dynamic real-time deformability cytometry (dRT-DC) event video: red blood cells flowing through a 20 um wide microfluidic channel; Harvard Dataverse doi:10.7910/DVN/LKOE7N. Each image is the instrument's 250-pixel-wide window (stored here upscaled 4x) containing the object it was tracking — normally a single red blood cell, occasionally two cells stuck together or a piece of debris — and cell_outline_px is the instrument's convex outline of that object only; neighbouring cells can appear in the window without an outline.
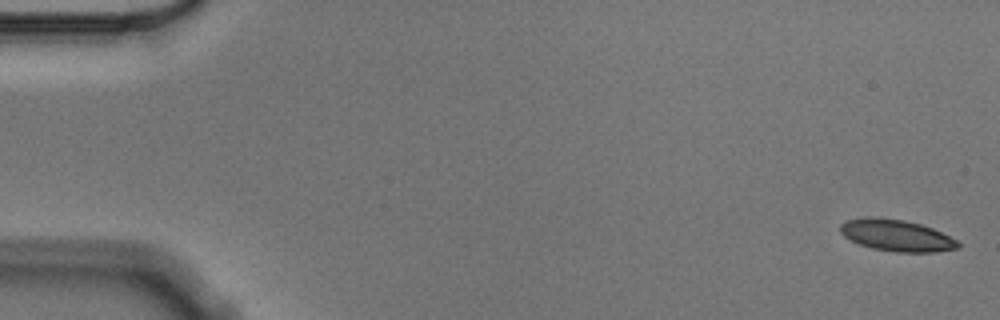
{"species": "Egyptian fruit bat (a non-hibernating species)", "species_latin": "Rousettus aegyptiacus", "temperature_condition": "cold", "stored_images_in_passage": 4, "camera_frame_rate_fps": 3000, "um_per_image_px": 0.085, "animal": {"sex": "male"}, "frame": {"image": 1, "passage_image": 1, "time_ms": 0.0, "image_size_px": [1000, 320], "cell_outline_px": [[960, 248], [936, 252], [896, 252], [872, 248], [860, 244], [844, 236], [840, 232], [840, 224], [848, 220], [904, 220], [920, 224], [932, 228], [956, 240], [960, 244]], "centroid_in_image_um": [76.28, 20.07], "position_along_channel_um": 8.7, "area_um2": 20.69}}